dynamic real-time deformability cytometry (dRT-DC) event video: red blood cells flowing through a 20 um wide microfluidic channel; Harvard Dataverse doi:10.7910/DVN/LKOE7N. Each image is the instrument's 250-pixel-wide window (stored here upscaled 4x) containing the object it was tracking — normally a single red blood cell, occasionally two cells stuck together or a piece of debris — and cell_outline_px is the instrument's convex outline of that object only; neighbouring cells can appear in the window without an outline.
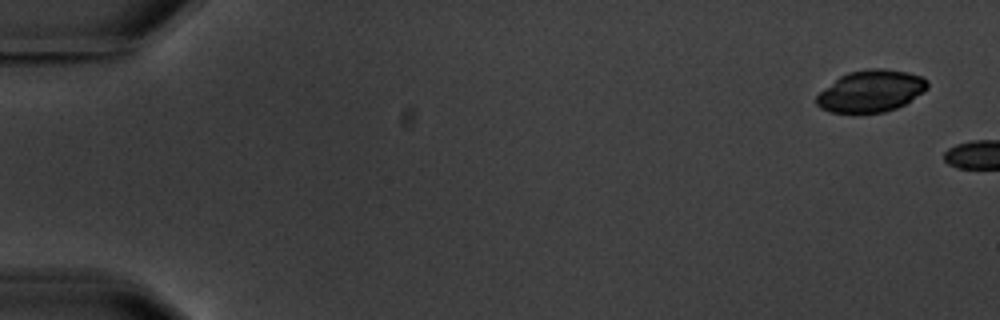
{"species": "common noctule bat (a hibernating species)", "species_latin": "Nyctalus noctula", "temperature_condition": "warm", "stored_images_in_passage": 2, "camera_frame_rate_fps": 3000, "um_per_image_px": 0.085, "animal": {"sex": "male", "body_mass_g": 20.1, "forearm_length_mm": 53.5}, "frame": {"image": 1, "passage_image": 1, "time_ms": 0.0, "image_size_px": [1000, 320], "cell_outline_px": [[928, 88], [924, 92], [904, 104], [896, 108], [884, 112], [828, 112], [820, 108], [816, 104], [816, 96], [820, 92], [840, 76], [848, 72], [868, 68], [884, 68], [908, 72], [920, 76], [928, 80]], "centroid_in_image_um": [74.04, 7.73], "position_along_channel_um": 11.0, "area_um2": 26.99}}